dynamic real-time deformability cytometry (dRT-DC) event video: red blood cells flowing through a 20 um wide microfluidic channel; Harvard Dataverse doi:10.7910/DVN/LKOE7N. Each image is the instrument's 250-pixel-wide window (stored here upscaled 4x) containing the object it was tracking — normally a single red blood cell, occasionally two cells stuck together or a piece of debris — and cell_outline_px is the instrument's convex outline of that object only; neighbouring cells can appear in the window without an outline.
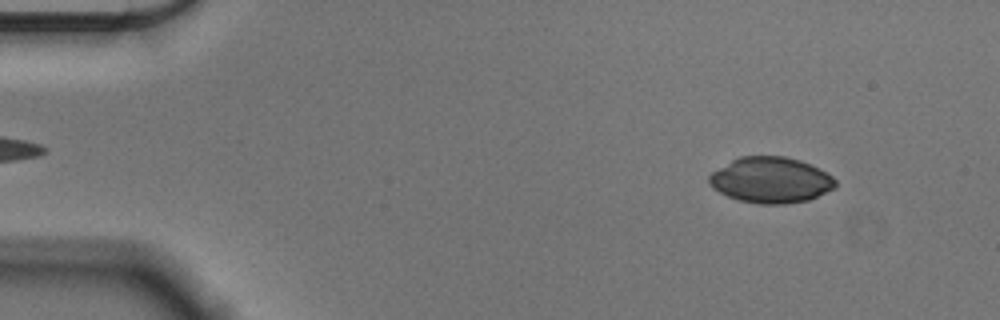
{"species": "Egyptian fruit bat (a non-hibernating species)", "species_latin": "Rousettus aegyptiacus", "temperature_condition": "cold", "stored_images_in_passage": 55, "camera_frame_rate_fps": 3000, "um_per_image_px": 0.085, "animal": {"sex": "male"}, "frame": {"image": 1, "passage_image": 6, "time_ms": 1.667, "image_size_px": [1000, 320], "cell_outline_px": [[836, 188], [808, 200], [784, 204], [760, 204], [740, 200], [728, 196], [712, 188], [708, 184], [708, 176], [712, 172], [732, 160], [740, 156], [784, 156], [800, 160], [832, 176], [836, 180]], "centroid_in_image_um": [65.5, 15.31], "position_along_channel_um": 19.5, "area_um2": 33.58}}